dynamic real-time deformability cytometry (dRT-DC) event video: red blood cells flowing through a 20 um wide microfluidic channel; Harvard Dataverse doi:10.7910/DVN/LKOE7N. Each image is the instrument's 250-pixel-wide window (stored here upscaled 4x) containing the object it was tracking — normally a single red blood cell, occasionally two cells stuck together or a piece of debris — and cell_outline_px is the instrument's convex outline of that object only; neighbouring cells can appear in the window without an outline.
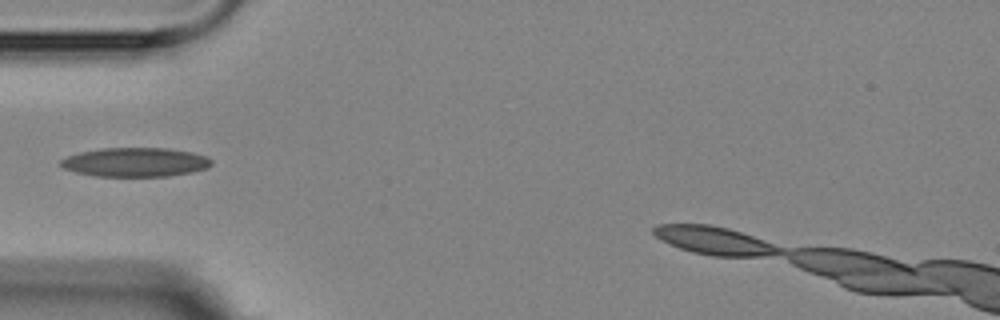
{"species": "Egyptian fruit bat (a non-hibernating species)", "species_latin": "Rousettus aegyptiacus", "temperature_condition": "room temperature", "stored_images_in_passage": 4, "camera_frame_rate_fps": 3000, "um_per_image_px": 0.085, "animal": {"sex": "female"}, "frame": {"image": 1, "passage_image": 4, "time_ms": 4.333, "image_size_px": [1000, 320], "cell_outline_px": [[212, 164], [208, 168], [192, 172], [168, 176], [96, 176], [76, 172], [64, 168], [60, 164], [60, 160], [68, 156], [80, 152], [104, 148], [168, 148], [192, 152], [204, 156], [212, 160]], "centroid_in_image_um": [11.52, 13.78], "position_along_channel_um": 73.5, "area_um2": 25.43}}